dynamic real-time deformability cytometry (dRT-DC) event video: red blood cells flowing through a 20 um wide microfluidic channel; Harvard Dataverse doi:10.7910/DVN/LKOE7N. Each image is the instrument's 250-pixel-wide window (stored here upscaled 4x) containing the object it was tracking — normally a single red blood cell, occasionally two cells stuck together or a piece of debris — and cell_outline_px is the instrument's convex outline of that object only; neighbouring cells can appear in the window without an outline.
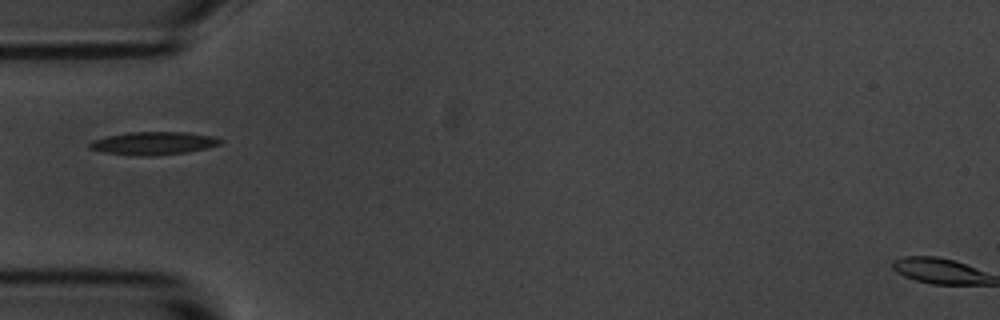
{"species": "common noctule bat (a hibernating species)", "species_latin": "Nyctalus noctula", "temperature_condition": "room temperature", "stored_images_in_passage": 8, "camera_frame_rate_fps": 3000, "um_per_image_px": 0.085, "animal": {"sex": "male", "body_mass_g": 20.1, "forearm_length_mm": 53.5}, "frame": {"image": 1, "passage_image": 5, "time_ms": 4.667, "image_size_px": [1000, 320], "cell_outline_px": [[224, 140], [220, 144], [208, 148], [188, 152], [156, 156], [136, 156], [104, 152], [88, 148], [88, 144], [92, 140], [108, 136], [128, 132], [184, 132], [216, 136]], "centroid_in_image_um": [13.08, 12.18], "position_along_channel_um": 71.9, "area_um2": 17.74}}
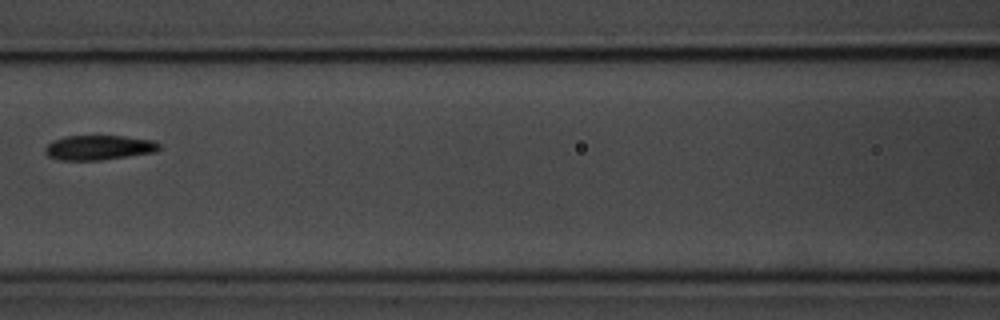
{"frame": {"image": 2, "passage_image": 7, "time_ms": 7.0, "image_size_px": [1000, 320], "cell_outline_px": [[160, 148], [156, 152], [100, 160], [60, 160], [48, 156], [44, 152], [44, 148], [52, 140], [64, 136], [124, 136], [152, 140], [160, 144]], "centroid_in_image_um": [8.38, 12.54], "position_along_channel_um": 158.2, "area_um2": 16.47}}
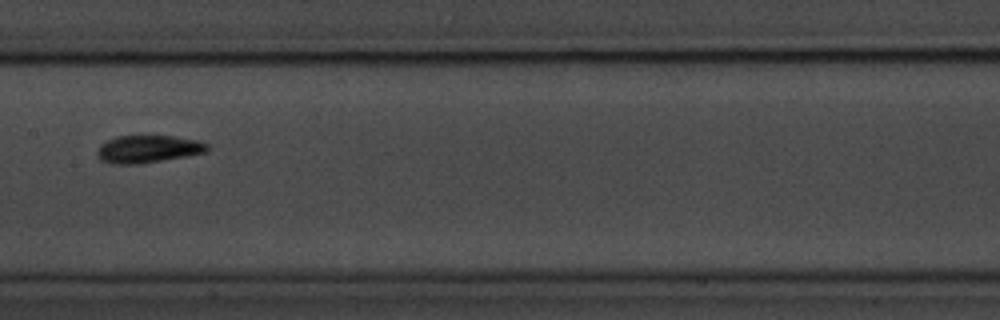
{"frame": {"image": 3, "passage_image": 8, "time_ms": 8.0, "image_size_px": [1000, 320], "cell_outline_px": [[208, 152], [136, 164], [112, 164], [100, 160], [96, 152], [100, 144], [116, 136], [176, 136], [196, 140], [208, 144]], "centroid_in_image_um": [12.55, 12.66], "position_along_channel_um": 194.8, "area_um2": 17.51}}